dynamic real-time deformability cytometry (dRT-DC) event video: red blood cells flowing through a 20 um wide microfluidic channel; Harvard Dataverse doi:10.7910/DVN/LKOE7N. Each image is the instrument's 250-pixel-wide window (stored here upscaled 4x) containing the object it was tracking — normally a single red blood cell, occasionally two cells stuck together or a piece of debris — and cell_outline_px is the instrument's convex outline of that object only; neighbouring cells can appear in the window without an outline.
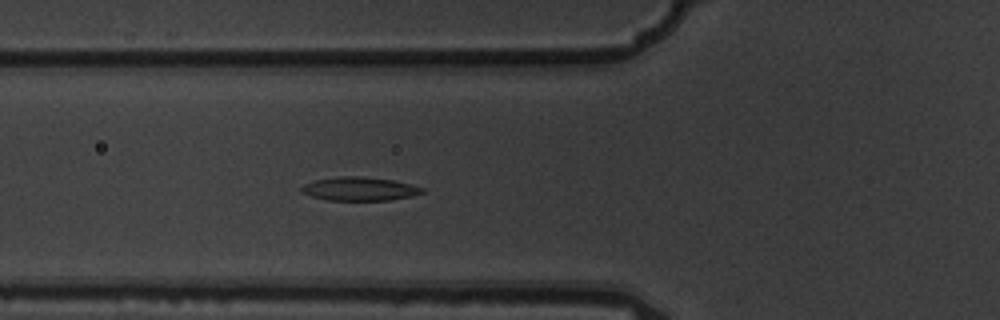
{"species": "common noctule bat (a hibernating species)", "species_latin": "Nyctalus noctula", "temperature_condition": "warm", "stored_images_in_passage": 7, "camera_frame_rate_fps": 3000, "um_per_image_px": 0.085, "animal": {"sex": "male", "body_mass_g": 19.5, "forearm_length_mm": 54.6}, "frame": {"image": 1, "passage_image": 7, "time_ms": 2.0, "image_size_px": [1000, 320], "cell_outline_px": [[424, 192], [412, 196], [392, 200], [328, 200], [312, 196], [300, 192], [300, 188], [304, 184], [312, 180], [340, 176], [360, 176], [392, 180], [424, 188]], "centroid_in_image_um": [30.52, 16.05], "position_along_channel_um": 95.3, "area_um2": 16.59}}